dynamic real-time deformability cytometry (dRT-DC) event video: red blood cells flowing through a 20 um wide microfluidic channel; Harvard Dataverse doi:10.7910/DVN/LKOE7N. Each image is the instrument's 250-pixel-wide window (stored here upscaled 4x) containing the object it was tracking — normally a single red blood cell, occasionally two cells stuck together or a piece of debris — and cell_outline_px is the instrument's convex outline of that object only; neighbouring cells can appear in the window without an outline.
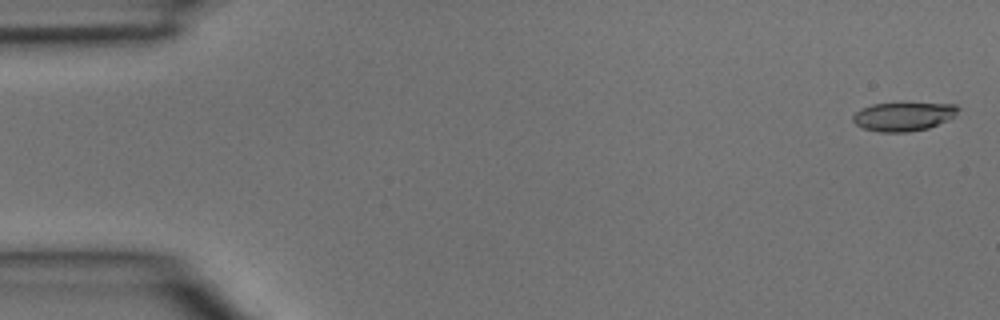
{"species": "common noctule bat (a hibernating species)", "species_latin": "Nyctalus noctula", "temperature_condition": "room temperature", "stored_images_in_passage": 4, "camera_frame_rate_fps": 3000, "um_per_image_px": 0.085, "animal": {"sex": "male", "body_mass_g": 15.6}, "frame": {"image": 1, "passage_image": 1, "time_ms": 0.0, "image_size_px": [1000, 320], "cell_outline_px": [[960, 108], [956, 116], [948, 120], [928, 128], [908, 132], [880, 132], [864, 128], [856, 124], [852, 120], [852, 116], [856, 112], [872, 104], [956, 104]], "centroid_in_image_um": [76.82, 9.92], "position_along_channel_um": 8.2, "area_um2": 17.34}}
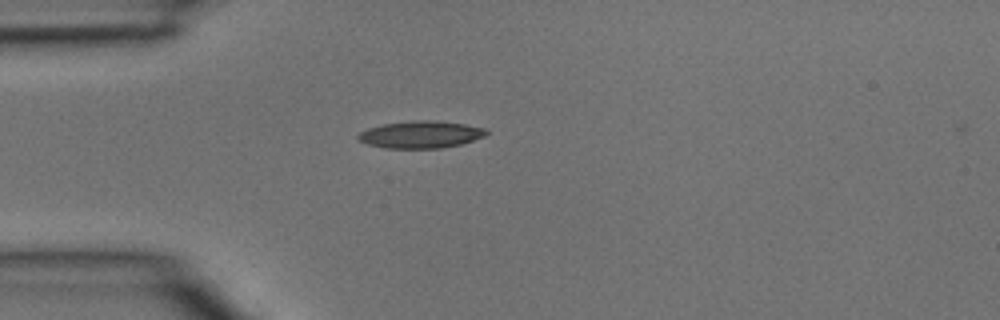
{"frame": {"image": 2, "passage_image": 4, "time_ms": 1.0, "image_size_px": [1000, 320], "cell_outline_px": [[488, 132], [484, 136], [460, 144], [440, 148], [384, 148], [368, 144], [360, 140], [356, 136], [360, 132], [368, 128], [384, 124], [412, 120], [436, 120], [464, 124], [484, 128]], "centroid_in_image_um": [35.74, 11.43], "position_along_channel_um": 49.3, "area_um2": 20.11}}